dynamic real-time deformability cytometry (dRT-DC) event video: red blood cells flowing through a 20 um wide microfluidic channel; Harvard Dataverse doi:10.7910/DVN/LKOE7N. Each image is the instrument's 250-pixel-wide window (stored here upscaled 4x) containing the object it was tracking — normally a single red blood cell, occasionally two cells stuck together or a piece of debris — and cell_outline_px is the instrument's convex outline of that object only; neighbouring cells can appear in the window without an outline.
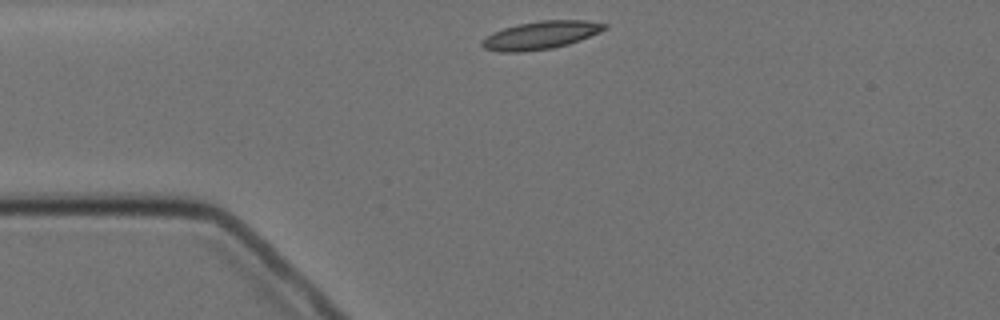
{"species": "Egyptian fruit bat (a non-hibernating species)", "species_latin": "Rousettus aegyptiacus", "temperature_condition": "cold", "stored_images_in_passage": 2, "camera_frame_rate_fps": 3000, "um_per_image_px": 0.085, "animal": {"sex": "female"}, "frame": {"image": 1, "passage_image": 1, "time_ms": 0.0, "image_size_px": [1000, 320], "cell_outline_px": [[608, 28], [600, 32], [580, 40], [568, 44], [552, 48], [520, 52], [500, 52], [484, 48], [480, 44], [480, 40], [492, 32], [504, 28], [520, 24], [540, 20], [584, 20], [608, 24]], "centroid_in_image_um": [45.95, 2.99], "position_along_channel_um": 39.1, "area_um2": 20.0}}